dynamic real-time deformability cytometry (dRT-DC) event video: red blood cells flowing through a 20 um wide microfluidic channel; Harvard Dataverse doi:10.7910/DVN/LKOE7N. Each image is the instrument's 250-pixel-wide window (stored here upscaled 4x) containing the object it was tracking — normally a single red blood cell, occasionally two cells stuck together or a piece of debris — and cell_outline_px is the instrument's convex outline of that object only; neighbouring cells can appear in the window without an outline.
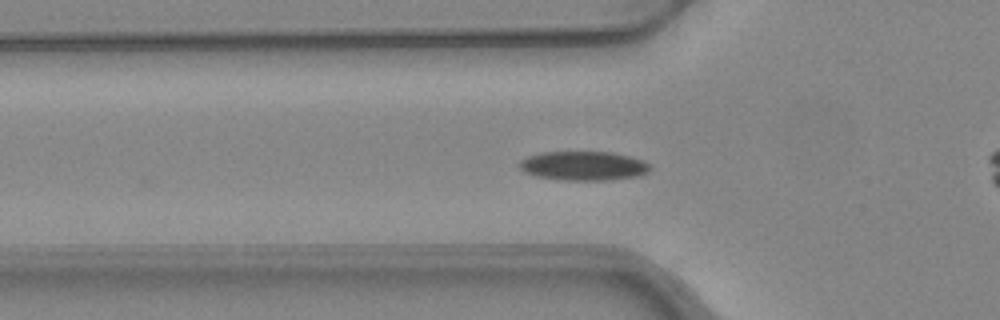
{"species": "common noctule bat (a hibernating species)", "species_latin": "Nyctalus noctula", "temperature_condition": "warm", "stored_images_in_passage": 29, "camera_frame_rate_fps": 3000, "um_per_image_px": 0.085, "animal": {"sex": "female", "body_mass_g": 24.6, "forearm_length_mm": 56.2}, "frame": {"image": 1, "passage_image": 4, "time_ms": 1.0, "image_size_px": [1000, 320], "cell_outline_px": [[652, 168], [648, 172], [640, 176], [608, 180], [560, 180], [536, 176], [524, 172], [520, 168], [520, 160], [528, 156], [540, 152], [612, 152], [644, 160]], "centroid_in_image_um": [49.61, 14.1], "position_along_channel_um": 76.2, "area_um2": 22.31}}
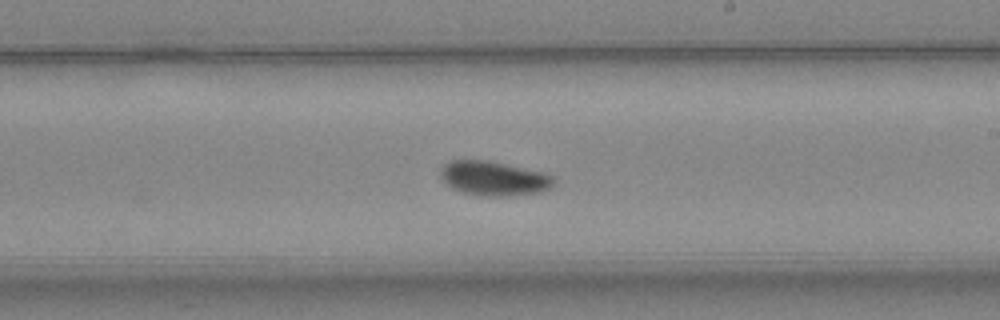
{"frame": {"image": 2, "passage_image": 17, "time_ms": 5.333, "image_size_px": [1000, 320], "cell_outline_px": [[556, 180], [548, 188], [540, 192], [508, 196], [476, 196], [452, 188], [440, 176], [440, 168], [444, 164], [452, 160], [488, 160], [544, 172], [552, 176]], "centroid_in_image_um": [41.96, 15.16], "position_along_channel_um": 247.0, "area_um2": 22.72}}
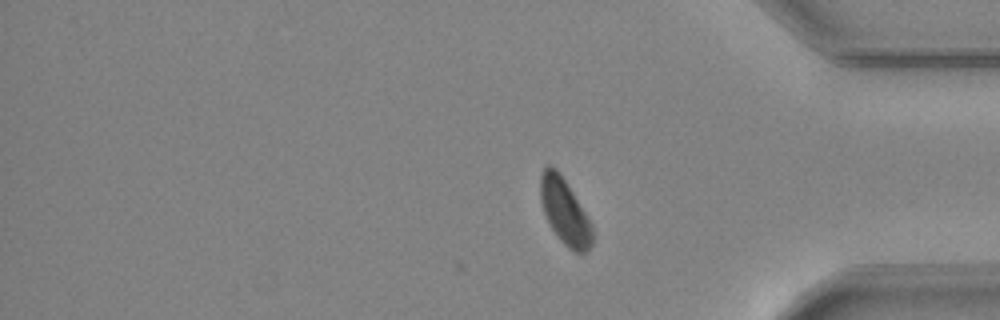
{"frame": {"image": 3, "passage_image": 29, "time_ms": 9.333, "image_size_px": [1000, 320], "cell_outline_px": [[592, 244], [584, 252], [576, 252], [568, 248], [560, 240], [548, 224], [540, 200], [540, 172], [548, 164], [556, 168], [560, 172], [592, 224]], "centroid_in_image_um": [47.97, 17.95], "position_along_channel_um": 387.2, "area_um2": 19.83}, "authors_computed_cell_mechanics": {"area_um2": 22.253, "velocity_mm_per_s": 3.9196, "shape_relaxation_time_tau1_ms": 3.2836, "shape_relaxation_time_tau2_ms": null, "deformation_change_tau1": 0.0964, "deformation_change_tau2": null}}